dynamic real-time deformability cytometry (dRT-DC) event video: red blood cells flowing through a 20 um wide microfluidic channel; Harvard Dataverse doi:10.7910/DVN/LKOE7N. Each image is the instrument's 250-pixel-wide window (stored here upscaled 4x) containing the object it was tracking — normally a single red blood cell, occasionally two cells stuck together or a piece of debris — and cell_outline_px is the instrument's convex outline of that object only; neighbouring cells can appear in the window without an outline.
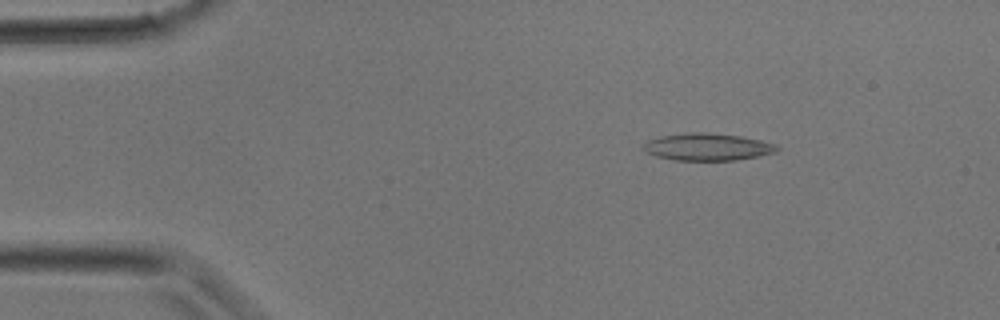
{"species": "common noctule bat (a hibernating species)", "species_latin": "Nyctalus noctula", "temperature_condition": "room temperature", "stored_images_in_passage": 32, "camera_frame_rate_fps": 3000, "um_per_image_px": 0.085, "animal": {"sex": "male", "body_mass_g": 17.9}, "frame": {"image": 1, "passage_image": 4, "time_ms": 1.0, "image_size_px": [1000, 320], "cell_outline_px": [[780, 148], [776, 152], [736, 160], [672, 160], [656, 156], [644, 152], [640, 148], [648, 140], [660, 136], [688, 132], [708, 132], [740, 136], [760, 140], [776, 144]], "centroid_in_image_um": [60.09, 12.48], "position_along_channel_um": 24.9, "area_um2": 21.33}}
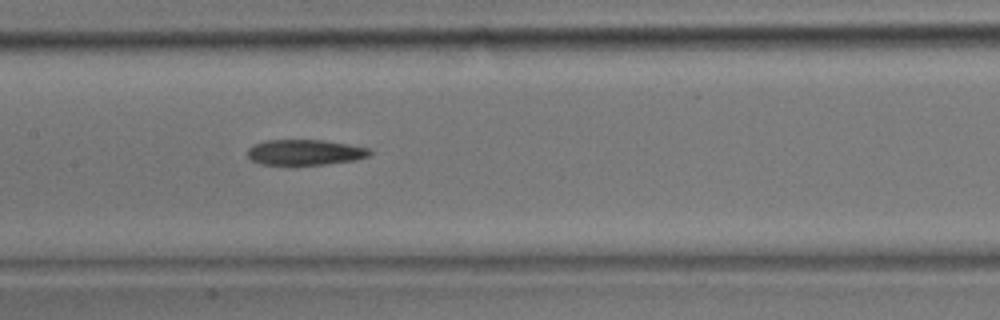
{"frame": {"image": 2, "passage_image": 15, "time_ms": 4.667, "image_size_px": [1000, 320], "cell_outline_px": [[372, 152], [368, 156], [356, 160], [328, 164], [260, 164], [252, 160], [248, 156], [248, 148], [252, 144], [264, 140], [324, 140], [372, 148]], "centroid_in_image_um": [25.95, 12.93], "position_along_channel_um": 181.5, "area_um2": 18.26}}
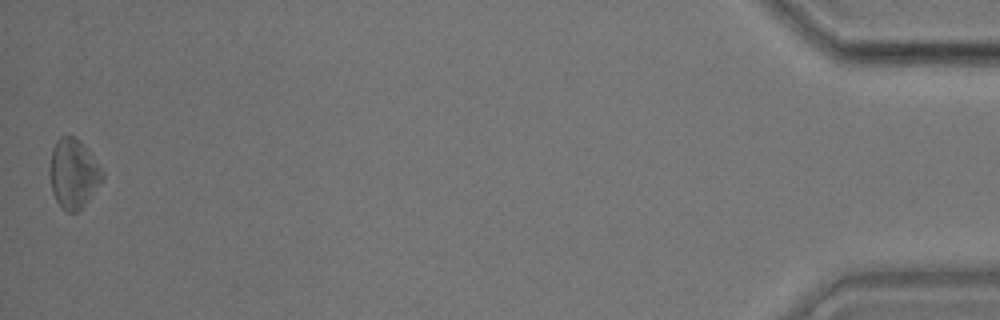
{"frame": {"image": 3, "passage_image": 32, "time_ms": 10.333, "image_size_px": [1000, 320], "cell_outline_px": [[104, 180], [88, 200], [76, 212], [68, 212], [56, 200], [52, 192], [48, 176], [48, 168], [52, 148], [56, 140], [60, 136], [72, 136], [80, 140], [104, 172]], "centroid_in_image_um": [6.21, 14.73], "position_along_channel_um": 429.0, "area_um2": 21.39}}